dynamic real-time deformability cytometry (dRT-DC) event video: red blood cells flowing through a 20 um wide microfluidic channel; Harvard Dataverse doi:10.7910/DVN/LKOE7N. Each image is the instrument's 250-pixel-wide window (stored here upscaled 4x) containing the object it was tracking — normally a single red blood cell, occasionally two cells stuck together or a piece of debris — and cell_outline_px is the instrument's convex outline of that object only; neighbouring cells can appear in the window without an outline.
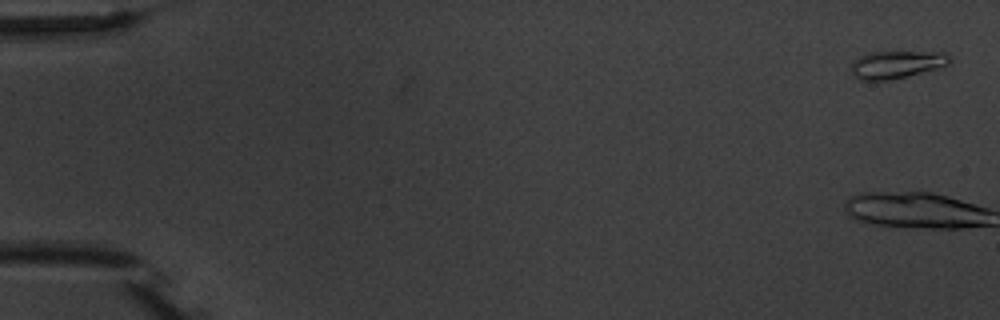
{"species": "common noctule bat (a hibernating species)", "species_latin": "Nyctalus noctula", "temperature_condition": "warm", "stored_images_in_passage": 6, "camera_frame_rate_fps": 3000, "um_per_image_px": 0.085, "animal": {"sex": "male", "body_mass_g": 20.1, "forearm_length_mm": 53.5}, "frame": {"image": 1, "passage_image": 1, "time_ms": 0.0, "image_size_px": [1000, 320], "cell_outline_px": [[952, 60], [948, 64], [936, 68], [908, 76], [888, 80], [860, 80], [852, 76], [848, 68], [852, 60], [868, 52], [944, 52]], "centroid_in_image_um": [76.1, 5.49], "position_along_channel_um": 8.9, "area_um2": 16.01}}